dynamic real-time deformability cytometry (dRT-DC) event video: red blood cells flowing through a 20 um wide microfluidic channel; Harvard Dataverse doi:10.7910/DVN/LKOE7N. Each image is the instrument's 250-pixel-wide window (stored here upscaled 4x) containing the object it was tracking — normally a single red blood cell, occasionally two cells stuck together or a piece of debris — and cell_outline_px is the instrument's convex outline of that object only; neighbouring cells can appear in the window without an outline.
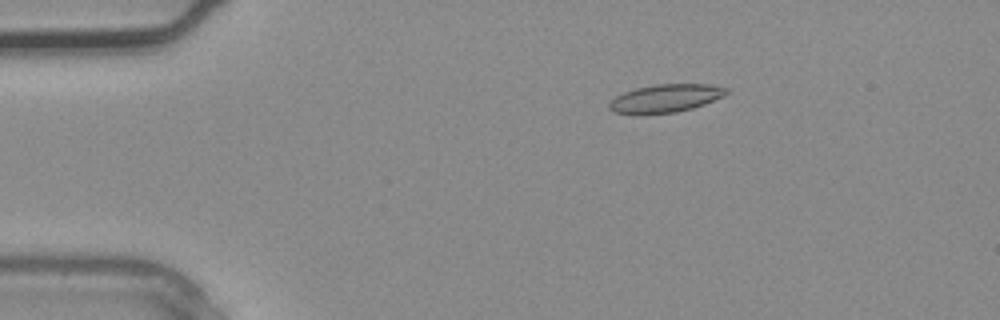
{"species": "common noctule bat (a hibernating species)", "species_latin": "Nyctalus noctula", "temperature_condition": "warm", "stored_images_in_passage": 3, "camera_frame_rate_fps": 3000, "um_per_image_px": 0.085, "animal": {"sex": "male", "body_mass_g": 20.4}, "frame": {"image": 1, "passage_image": 2, "time_ms": 0.333, "image_size_px": [1000, 320], "cell_outline_px": [[728, 92], [724, 96], [704, 104], [692, 108], [676, 112], [636, 116], [612, 112], [608, 108], [608, 104], [616, 96], [624, 92], [636, 88], [656, 84], [708, 84], [728, 88]], "centroid_in_image_um": [56.51, 8.38], "position_along_channel_um": 28.5, "area_um2": 19.54}}